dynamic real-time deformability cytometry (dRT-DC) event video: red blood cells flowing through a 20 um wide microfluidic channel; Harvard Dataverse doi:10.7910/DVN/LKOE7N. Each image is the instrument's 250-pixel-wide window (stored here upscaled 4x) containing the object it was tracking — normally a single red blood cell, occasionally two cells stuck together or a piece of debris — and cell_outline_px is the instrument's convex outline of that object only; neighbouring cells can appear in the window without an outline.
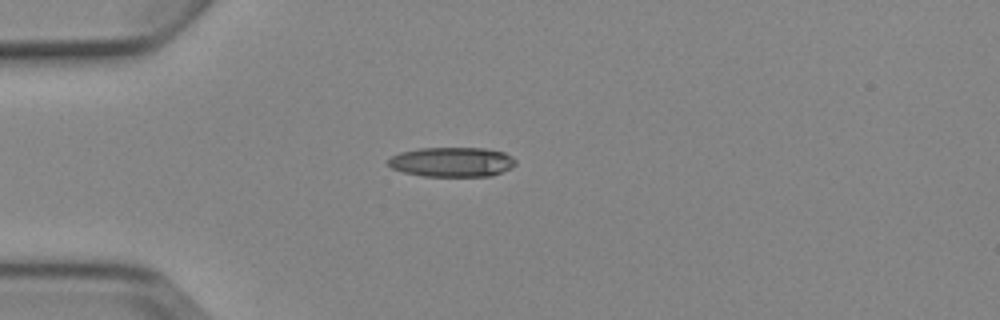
{"species": "Egyptian fruit bat (a non-hibernating species)", "species_latin": "Rousettus aegyptiacus", "temperature_condition": "cold", "stored_images_in_passage": 4, "camera_frame_rate_fps": 3000, "um_per_image_px": 0.085, "animal": {"sex": "female"}, "frame": {"image": 1, "passage_image": 4, "time_ms": 3.333, "image_size_px": [1000, 320], "cell_outline_px": [[516, 164], [512, 168], [492, 176], [424, 176], [404, 172], [392, 168], [388, 164], [388, 160], [392, 156], [400, 152], [416, 148], [488, 148], [504, 152], [512, 156], [516, 160]], "centroid_in_image_um": [38.46, 13.76], "position_along_channel_um": 46.5, "area_um2": 22.2}}